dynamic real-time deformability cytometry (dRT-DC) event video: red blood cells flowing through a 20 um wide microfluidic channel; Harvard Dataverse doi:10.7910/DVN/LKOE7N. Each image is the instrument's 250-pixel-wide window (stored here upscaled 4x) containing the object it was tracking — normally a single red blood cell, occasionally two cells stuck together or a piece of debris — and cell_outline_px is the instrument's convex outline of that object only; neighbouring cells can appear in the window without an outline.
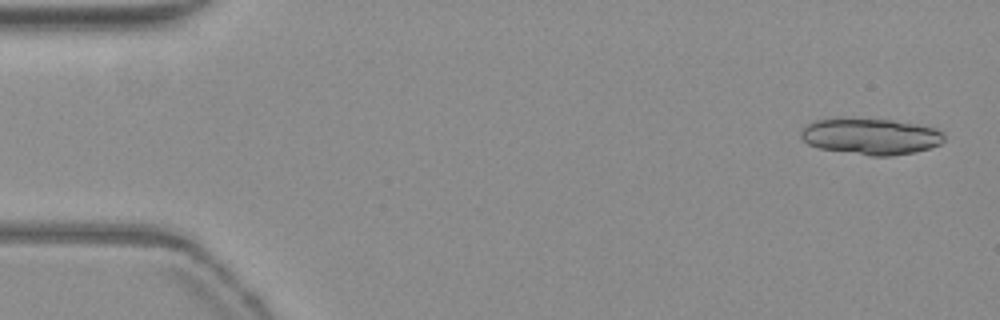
{"species": "common noctule bat (a hibernating species)", "species_latin": "Nyctalus noctula", "temperature_condition": "warm", "stored_images_in_passage": 53, "segment_of_instrument_passage": [1, 2], "camera_frame_rate_fps": 3000, "um_per_image_px": 0.085, "animal": {"sex": "female", "body_mass_g": 19.3, "forearm_length_mm": 54.1}, "frame": {"image": 1, "passage_image": 2, "time_ms": 0.333, "image_size_px": [1000, 320], "cell_outline_px": [[944, 140], [940, 144], [928, 148], [912, 152], [892, 156], [872, 156], [820, 148], [808, 144], [800, 136], [800, 132], [808, 124], [816, 120], [892, 120], [916, 124], [932, 128], [944, 132]], "centroid_in_image_um": [74.04, 11.62], "position_along_channel_um": 11.0, "area_um2": 29.42}}